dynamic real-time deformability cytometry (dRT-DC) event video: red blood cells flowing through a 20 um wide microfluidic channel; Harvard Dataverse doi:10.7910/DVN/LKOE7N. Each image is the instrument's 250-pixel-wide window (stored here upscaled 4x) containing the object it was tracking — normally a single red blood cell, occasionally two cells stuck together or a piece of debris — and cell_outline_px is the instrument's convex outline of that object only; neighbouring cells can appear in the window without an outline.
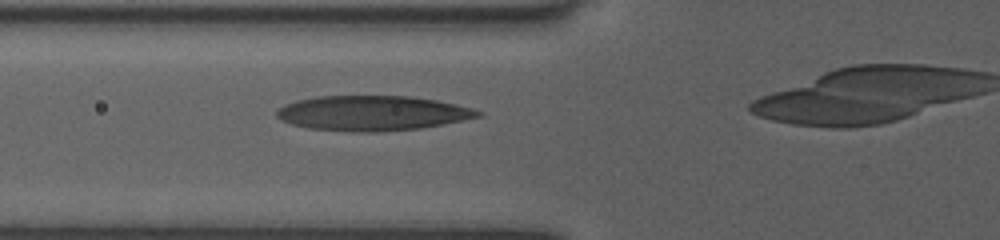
{"species": "human", "species_latin": "Homo sapiens", "temperature_condition": "room temperature", "stored_images_in_passage": 37, "camera_frame_rate_fps": 3000, "um_per_image_px": 0.085, "donor": {"sex": "female"}, "frame": {"image": 1, "passage_image": 11, "time_ms": 3.333, "image_size_px": [1000, 240], "cell_outline_px": [[484, 116], [464, 120], [420, 128], [380, 132], [352, 132], [308, 128], [292, 124], [280, 120], [276, 116], [276, 112], [284, 104], [296, 100], [316, 96], [408, 96], [436, 100], [456, 104], [472, 108], [484, 112]], "centroid_in_image_um": [31.65, 9.62], "position_along_channel_um": 94.1, "area_um2": 41.21}}
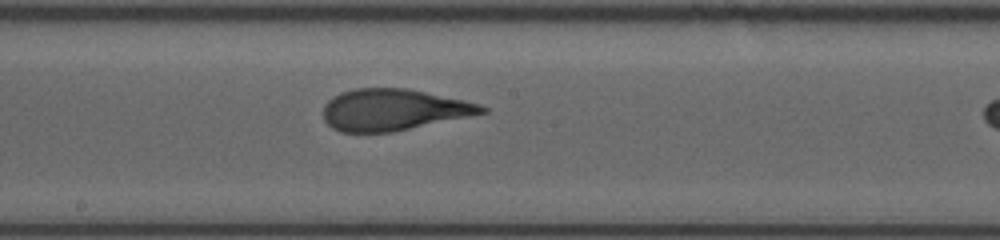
{"frame": {"image": 2, "passage_image": 20, "time_ms": 6.333, "image_size_px": [1000, 240], "cell_outline_px": [[488, 112], [392, 132], [340, 132], [332, 128], [324, 120], [324, 104], [332, 96], [340, 92], [356, 88], [408, 88], [464, 100], [480, 104], [488, 108]], "centroid_in_image_um": [33.41, 9.32], "position_along_channel_um": 214.8, "area_um2": 38.26}}
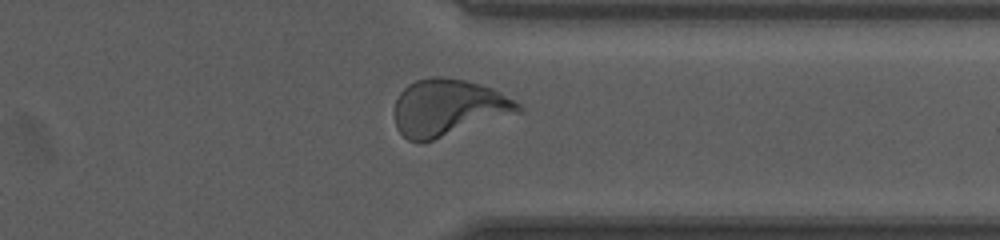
{"frame": {"image": 3, "passage_image": 32, "time_ms": 10.333, "image_size_px": [1000, 240], "cell_outline_px": [[524, 108], [520, 112], [432, 140], [408, 140], [396, 128], [392, 112], [396, 100], [400, 92], [408, 84], [416, 80], [432, 76], [440, 76], [464, 80], [480, 84], [492, 88], [500, 92], [520, 104]], "centroid_in_image_um": [38.06, 9.12], "position_along_channel_um": 373.3, "area_um2": 40.69}, "authors_computed_cell_mechanics": {"area_um2": 40.0554, "velocity_mm_per_s": 4.0021, "shape_relaxation_time_tau1_ms": 5.0365, "shape_relaxation_time_tau2_ms": 0.8885, "deformation_change_tau1": 0.252, "deformation_change_tau2": 0.0903}}